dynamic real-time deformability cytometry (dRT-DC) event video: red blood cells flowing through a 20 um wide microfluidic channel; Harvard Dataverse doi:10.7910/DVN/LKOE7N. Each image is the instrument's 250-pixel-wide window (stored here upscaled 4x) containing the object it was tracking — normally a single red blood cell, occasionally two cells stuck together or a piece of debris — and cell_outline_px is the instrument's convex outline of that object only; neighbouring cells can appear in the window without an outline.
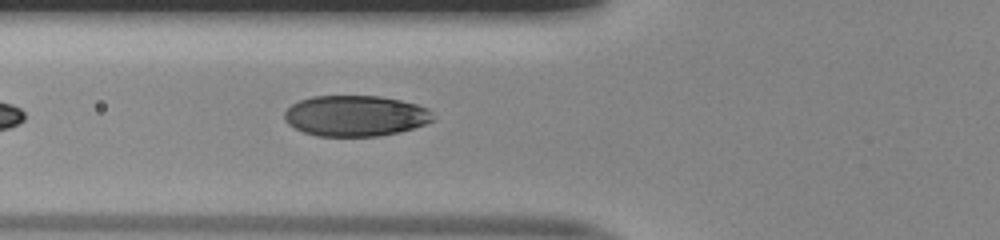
{"species": "human", "species_latin": "Homo sapiens", "temperature_condition": "room temperature", "stored_images_in_passage": 23, "camera_frame_rate_fps": 3000, "um_per_image_px": 0.085, "donor": {"sex": "male"}, "frame": {"image": 1, "passage_image": 4, "time_ms": 1.0, "image_size_px": [1000, 240], "cell_outline_px": [[436, 116], [432, 120], [424, 124], [400, 132], [380, 136], [316, 136], [304, 132], [288, 124], [284, 120], [284, 112], [292, 104], [300, 100], [312, 96], [380, 96], [400, 100], [416, 104], [428, 108]], "centroid_in_image_um": [30.21, 9.84], "position_along_channel_um": 95.6, "area_um2": 35.43}}
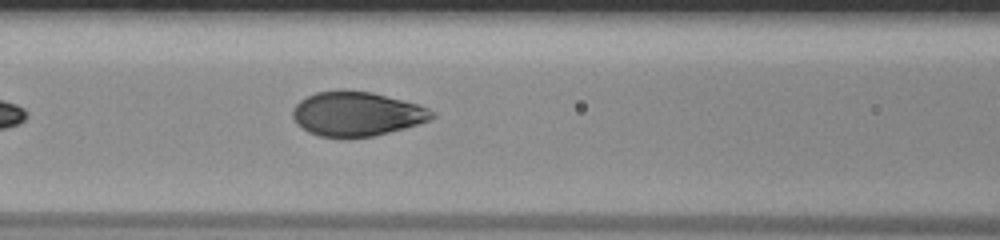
{"frame": {"image": 2, "passage_image": 7, "time_ms": 2.0, "image_size_px": [1000, 240], "cell_outline_px": [[436, 116], [428, 120], [404, 128], [372, 136], [320, 136], [308, 132], [296, 124], [292, 116], [292, 108], [300, 100], [316, 92], [344, 88], [372, 92], [420, 104], [436, 112]], "centroid_in_image_um": [30.31, 9.64], "position_along_channel_um": 136.3, "area_um2": 36.13}}